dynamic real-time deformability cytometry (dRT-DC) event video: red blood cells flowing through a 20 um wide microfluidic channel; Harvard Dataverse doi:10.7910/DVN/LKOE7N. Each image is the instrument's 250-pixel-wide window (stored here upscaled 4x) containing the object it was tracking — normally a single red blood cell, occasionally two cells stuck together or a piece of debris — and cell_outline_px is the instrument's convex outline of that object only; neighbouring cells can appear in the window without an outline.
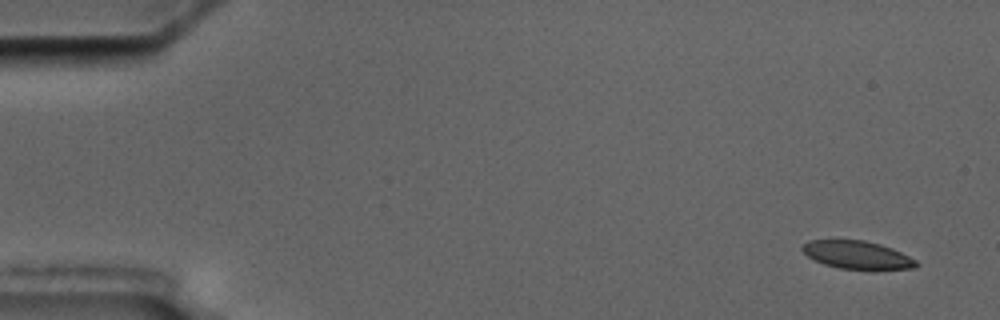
{"species": "common noctule bat (a hibernating species)", "species_latin": "Nyctalus noctula", "temperature_condition": "cold", "stored_images_in_passage": 5, "camera_frame_rate_fps": 3000, "um_per_image_px": 0.085, "animal": {"sex": "male", "body_mass_g": 17.5, "forearm_length_mm": 52.3}, "frame": {"image": 1, "passage_image": 1, "time_ms": 0.0, "image_size_px": [1000, 320], "cell_outline_px": [[920, 264], [916, 268], [840, 268], [824, 264], [808, 256], [800, 248], [808, 240], [864, 240], [880, 244], [892, 248], [916, 260]], "centroid_in_image_um": [72.85, 21.64], "position_along_channel_um": 12.2, "area_um2": 18.09}}
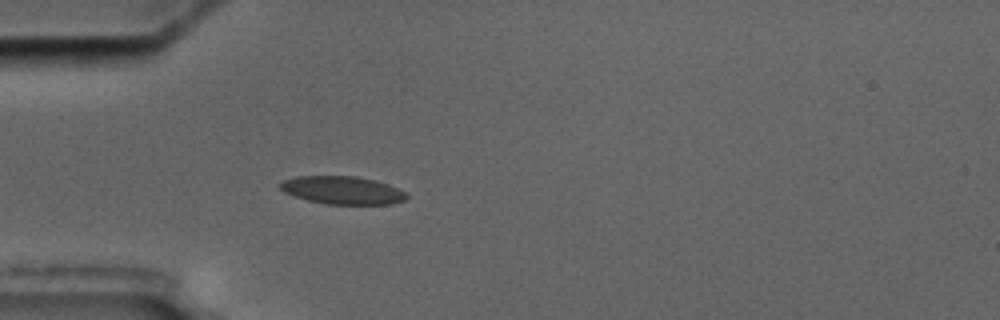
{"frame": {"image": 2, "passage_image": 5, "time_ms": 4.667, "image_size_px": [1000, 320], "cell_outline_px": [[408, 196], [404, 200], [392, 204], [328, 204], [308, 200], [284, 192], [280, 188], [280, 184], [284, 180], [296, 176], [356, 176], [376, 180], [388, 184], [404, 192]], "centroid_in_image_um": [29.11, 16.16], "position_along_channel_um": 55.9, "area_um2": 20.4}}